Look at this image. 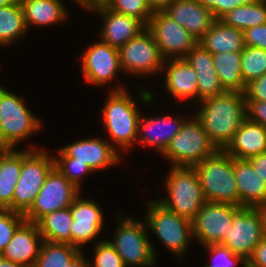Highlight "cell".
Listing matches in <instances>:
<instances>
[{"label":"cell","mask_w":266,"mask_h":267,"mask_svg":"<svg viewBox=\"0 0 266 267\" xmlns=\"http://www.w3.org/2000/svg\"><path fill=\"white\" fill-rule=\"evenodd\" d=\"M24 102V97L0 85V148H17V144L38 133L41 119Z\"/></svg>","instance_id":"cell-5"},{"label":"cell","mask_w":266,"mask_h":267,"mask_svg":"<svg viewBox=\"0 0 266 267\" xmlns=\"http://www.w3.org/2000/svg\"><path fill=\"white\" fill-rule=\"evenodd\" d=\"M74 3L80 5V7L83 9V10H87L89 12V10L91 9V0H73Z\"/></svg>","instance_id":"cell-50"},{"label":"cell","mask_w":266,"mask_h":267,"mask_svg":"<svg viewBox=\"0 0 266 267\" xmlns=\"http://www.w3.org/2000/svg\"><path fill=\"white\" fill-rule=\"evenodd\" d=\"M224 151L233 158L248 160L266 152V127L246 118Z\"/></svg>","instance_id":"cell-25"},{"label":"cell","mask_w":266,"mask_h":267,"mask_svg":"<svg viewBox=\"0 0 266 267\" xmlns=\"http://www.w3.org/2000/svg\"><path fill=\"white\" fill-rule=\"evenodd\" d=\"M198 44L211 54L242 51L246 47L243 31L226 25L220 19L215 20Z\"/></svg>","instance_id":"cell-27"},{"label":"cell","mask_w":266,"mask_h":267,"mask_svg":"<svg viewBox=\"0 0 266 267\" xmlns=\"http://www.w3.org/2000/svg\"><path fill=\"white\" fill-rule=\"evenodd\" d=\"M168 173L164 181L168 195L157 201L180 217L192 221L207 202L198 174L194 167L176 166L170 167Z\"/></svg>","instance_id":"cell-4"},{"label":"cell","mask_w":266,"mask_h":267,"mask_svg":"<svg viewBox=\"0 0 266 267\" xmlns=\"http://www.w3.org/2000/svg\"><path fill=\"white\" fill-rule=\"evenodd\" d=\"M56 167L47 175L31 208L24 214L25 221L37 223L45 215L68 208L81 194Z\"/></svg>","instance_id":"cell-11"},{"label":"cell","mask_w":266,"mask_h":267,"mask_svg":"<svg viewBox=\"0 0 266 267\" xmlns=\"http://www.w3.org/2000/svg\"><path fill=\"white\" fill-rule=\"evenodd\" d=\"M91 267H126L114 247L107 240L94 244Z\"/></svg>","instance_id":"cell-39"},{"label":"cell","mask_w":266,"mask_h":267,"mask_svg":"<svg viewBox=\"0 0 266 267\" xmlns=\"http://www.w3.org/2000/svg\"><path fill=\"white\" fill-rule=\"evenodd\" d=\"M16 0H0V7L7 6L11 3H14Z\"/></svg>","instance_id":"cell-53"},{"label":"cell","mask_w":266,"mask_h":267,"mask_svg":"<svg viewBox=\"0 0 266 267\" xmlns=\"http://www.w3.org/2000/svg\"><path fill=\"white\" fill-rule=\"evenodd\" d=\"M153 12L164 11L173 0H146Z\"/></svg>","instance_id":"cell-46"},{"label":"cell","mask_w":266,"mask_h":267,"mask_svg":"<svg viewBox=\"0 0 266 267\" xmlns=\"http://www.w3.org/2000/svg\"><path fill=\"white\" fill-rule=\"evenodd\" d=\"M184 58L193 67L197 76L198 102L225 92L209 51L197 44Z\"/></svg>","instance_id":"cell-24"},{"label":"cell","mask_w":266,"mask_h":267,"mask_svg":"<svg viewBox=\"0 0 266 267\" xmlns=\"http://www.w3.org/2000/svg\"><path fill=\"white\" fill-rule=\"evenodd\" d=\"M29 32L20 0L0 7V46H9Z\"/></svg>","instance_id":"cell-31"},{"label":"cell","mask_w":266,"mask_h":267,"mask_svg":"<svg viewBox=\"0 0 266 267\" xmlns=\"http://www.w3.org/2000/svg\"><path fill=\"white\" fill-rule=\"evenodd\" d=\"M187 116H167L148 117L140 115L137 130V143L139 145L151 147L158 151L160 155L168 146L170 140L180 131L182 125L187 120Z\"/></svg>","instance_id":"cell-19"},{"label":"cell","mask_w":266,"mask_h":267,"mask_svg":"<svg viewBox=\"0 0 266 267\" xmlns=\"http://www.w3.org/2000/svg\"><path fill=\"white\" fill-rule=\"evenodd\" d=\"M218 151L217 146L193 115L184 122L161 156L171 163L170 166L194 167Z\"/></svg>","instance_id":"cell-8"},{"label":"cell","mask_w":266,"mask_h":267,"mask_svg":"<svg viewBox=\"0 0 266 267\" xmlns=\"http://www.w3.org/2000/svg\"><path fill=\"white\" fill-rule=\"evenodd\" d=\"M262 216H263V221H264V228H265V236H266V203L258 207Z\"/></svg>","instance_id":"cell-52"},{"label":"cell","mask_w":266,"mask_h":267,"mask_svg":"<svg viewBox=\"0 0 266 267\" xmlns=\"http://www.w3.org/2000/svg\"><path fill=\"white\" fill-rule=\"evenodd\" d=\"M118 224L112 240L114 247L126 267H155L157 252L152 245L145 220L118 213Z\"/></svg>","instance_id":"cell-3"},{"label":"cell","mask_w":266,"mask_h":267,"mask_svg":"<svg viewBox=\"0 0 266 267\" xmlns=\"http://www.w3.org/2000/svg\"><path fill=\"white\" fill-rule=\"evenodd\" d=\"M235 0L215 1V19H221L225 14L236 8Z\"/></svg>","instance_id":"cell-45"},{"label":"cell","mask_w":266,"mask_h":267,"mask_svg":"<svg viewBox=\"0 0 266 267\" xmlns=\"http://www.w3.org/2000/svg\"><path fill=\"white\" fill-rule=\"evenodd\" d=\"M145 208L148 232L154 233L173 256H177L176 259L184 257L193 238L192 221L180 217L154 199L149 200Z\"/></svg>","instance_id":"cell-9"},{"label":"cell","mask_w":266,"mask_h":267,"mask_svg":"<svg viewBox=\"0 0 266 267\" xmlns=\"http://www.w3.org/2000/svg\"><path fill=\"white\" fill-rule=\"evenodd\" d=\"M89 11L98 13L102 19L100 40L117 49L146 29V25L137 18L112 11L102 2Z\"/></svg>","instance_id":"cell-18"},{"label":"cell","mask_w":266,"mask_h":267,"mask_svg":"<svg viewBox=\"0 0 266 267\" xmlns=\"http://www.w3.org/2000/svg\"><path fill=\"white\" fill-rule=\"evenodd\" d=\"M81 193L71 204L70 211L73 222L70 226L72 232V246L83 251L82 247L98 239L104 230V214L100 205Z\"/></svg>","instance_id":"cell-16"},{"label":"cell","mask_w":266,"mask_h":267,"mask_svg":"<svg viewBox=\"0 0 266 267\" xmlns=\"http://www.w3.org/2000/svg\"><path fill=\"white\" fill-rule=\"evenodd\" d=\"M197 1H199L202 5L208 8L215 17V1L217 0H197Z\"/></svg>","instance_id":"cell-49"},{"label":"cell","mask_w":266,"mask_h":267,"mask_svg":"<svg viewBox=\"0 0 266 267\" xmlns=\"http://www.w3.org/2000/svg\"><path fill=\"white\" fill-rule=\"evenodd\" d=\"M103 0H91V9L99 5Z\"/></svg>","instance_id":"cell-54"},{"label":"cell","mask_w":266,"mask_h":267,"mask_svg":"<svg viewBox=\"0 0 266 267\" xmlns=\"http://www.w3.org/2000/svg\"><path fill=\"white\" fill-rule=\"evenodd\" d=\"M80 252L81 250L71 244L43 240L35 266L68 267Z\"/></svg>","instance_id":"cell-33"},{"label":"cell","mask_w":266,"mask_h":267,"mask_svg":"<svg viewBox=\"0 0 266 267\" xmlns=\"http://www.w3.org/2000/svg\"><path fill=\"white\" fill-rule=\"evenodd\" d=\"M234 174L239 207H259L266 203V181L248 160L234 158Z\"/></svg>","instance_id":"cell-23"},{"label":"cell","mask_w":266,"mask_h":267,"mask_svg":"<svg viewBox=\"0 0 266 267\" xmlns=\"http://www.w3.org/2000/svg\"><path fill=\"white\" fill-rule=\"evenodd\" d=\"M82 54L80 62L83 78L93 86L112 83L119 72L123 73L118 49L102 40L87 46Z\"/></svg>","instance_id":"cell-15"},{"label":"cell","mask_w":266,"mask_h":267,"mask_svg":"<svg viewBox=\"0 0 266 267\" xmlns=\"http://www.w3.org/2000/svg\"><path fill=\"white\" fill-rule=\"evenodd\" d=\"M146 29L152 34L165 60L184 58L198 44L192 34L164 11H155Z\"/></svg>","instance_id":"cell-13"},{"label":"cell","mask_w":266,"mask_h":267,"mask_svg":"<svg viewBox=\"0 0 266 267\" xmlns=\"http://www.w3.org/2000/svg\"><path fill=\"white\" fill-rule=\"evenodd\" d=\"M247 267H266V236L254 248Z\"/></svg>","instance_id":"cell-43"},{"label":"cell","mask_w":266,"mask_h":267,"mask_svg":"<svg viewBox=\"0 0 266 267\" xmlns=\"http://www.w3.org/2000/svg\"><path fill=\"white\" fill-rule=\"evenodd\" d=\"M264 237V221L259 208L242 207L234 215L233 225L221 244L248 260Z\"/></svg>","instance_id":"cell-14"},{"label":"cell","mask_w":266,"mask_h":267,"mask_svg":"<svg viewBox=\"0 0 266 267\" xmlns=\"http://www.w3.org/2000/svg\"><path fill=\"white\" fill-rule=\"evenodd\" d=\"M32 146L22 149V169L12 198V211L22 214L31 208L47 175L55 167L53 154Z\"/></svg>","instance_id":"cell-7"},{"label":"cell","mask_w":266,"mask_h":267,"mask_svg":"<svg viewBox=\"0 0 266 267\" xmlns=\"http://www.w3.org/2000/svg\"><path fill=\"white\" fill-rule=\"evenodd\" d=\"M162 72L165 77V90L176 101L190 100L198 103L197 76L185 58L166 59Z\"/></svg>","instance_id":"cell-20"},{"label":"cell","mask_w":266,"mask_h":267,"mask_svg":"<svg viewBox=\"0 0 266 267\" xmlns=\"http://www.w3.org/2000/svg\"><path fill=\"white\" fill-rule=\"evenodd\" d=\"M214 68L225 91L245 93L241 71V51L212 54Z\"/></svg>","instance_id":"cell-29"},{"label":"cell","mask_w":266,"mask_h":267,"mask_svg":"<svg viewBox=\"0 0 266 267\" xmlns=\"http://www.w3.org/2000/svg\"><path fill=\"white\" fill-rule=\"evenodd\" d=\"M111 88L104 108L100 109L101 124L103 123L108 134V142L118 152L128 153L137 142L138 122L142 111L126 86L119 83L115 88Z\"/></svg>","instance_id":"cell-2"},{"label":"cell","mask_w":266,"mask_h":267,"mask_svg":"<svg viewBox=\"0 0 266 267\" xmlns=\"http://www.w3.org/2000/svg\"><path fill=\"white\" fill-rule=\"evenodd\" d=\"M207 202L238 206V189L234 174V158L224 150L203 159L194 166Z\"/></svg>","instance_id":"cell-6"},{"label":"cell","mask_w":266,"mask_h":267,"mask_svg":"<svg viewBox=\"0 0 266 267\" xmlns=\"http://www.w3.org/2000/svg\"><path fill=\"white\" fill-rule=\"evenodd\" d=\"M260 0H235L234 3L237 6H241V5H248V4H253L256 3Z\"/></svg>","instance_id":"cell-51"},{"label":"cell","mask_w":266,"mask_h":267,"mask_svg":"<svg viewBox=\"0 0 266 267\" xmlns=\"http://www.w3.org/2000/svg\"><path fill=\"white\" fill-rule=\"evenodd\" d=\"M248 161L252 164L256 173H258L266 181V152L256 155Z\"/></svg>","instance_id":"cell-44"},{"label":"cell","mask_w":266,"mask_h":267,"mask_svg":"<svg viewBox=\"0 0 266 267\" xmlns=\"http://www.w3.org/2000/svg\"><path fill=\"white\" fill-rule=\"evenodd\" d=\"M0 267H27L18 263H14L0 255Z\"/></svg>","instance_id":"cell-48"},{"label":"cell","mask_w":266,"mask_h":267,"mask_svg":"<svg viewBox=\"0 0 266 267\" xmlns=\"http://www.w3.org/2000/svg\"><path fill=\"white\" fill-rule=\"evenodd\" d=\"M72 222V214L68 207L45 215L37 222V225L43 240L72 245L70 228Z\"/></svg>","instance_id":"cell-30"},{"label":"cell","mask_w":266,"mask_h":267,"mask_svg":"<svg viewBox=\"0 0 266 267\" xmlns=\"http://www.w3.org/2000/svg\"><path fill=\"white\" fill-rule=\"evenodd\" d=\"M24 221V214L8 208H0V254L12 239L14 232Z\"/></svg>","instance_id":"cell-38"},{"label":"cell","mask_w":266,"mask_h":267,"mask_svg":"<svg viewBox=\"0 0 266 267\" xmlns=\"http://www.w3.org/2000/svg\"><path fill=\"white\" fill-rule=\"evenodd\" d=\"M247 118L266 127V101H246Z\"/></svg>","instance_id":"cell-42"},{"label":"cell","mask_w":266,"mask_h":267,"mask_svg":"<svg viewBox=\"0 0 266 267\" xmlns=\"http://www.w3.org/2000/svg\"><path fill=\"white\" fill-rule=\"evenodd\" d=\"M102 3L110 10L132 16L148 24L153 11L146 0H103Z\"/></svg>","instance_id":"cell-35"},{"label":"cell","mask_w":266,"mask_h":267,"mask_svg":"<svg viewBox=\"0 0 266 267\" xmlns=\"http://www.w3.org/2000/svg\"><path fill=\"white\" fill-rule=\"evenodd\" d=\"M241 71L245 85L264 75L266 73V50L246 46L241 51Z\"/></svg>","instance_id":"cell-34"},{"label":"cell","mask_w":266,"mask_h":267,"mask_svg":"<svg viewBox=\"0 0 266 267\" xmlns=\"http://www.w3.org/2000/svg\"><path fill=\"white\" fill-rule=\"evenodd\" d=\"M246 101H266V73L246 85Z\"/></svg>","instance_id":"cell-41"},{"label":"cell","mask_w":266,"mask_h":267,"mask_svg":"<svg viewBox=\"0 0 266 267\" xmlns=\"http://www.w3.org/2000/svg\"><path fill=\"white\" fill-rule=\"evenodd\" d=\"M245 45L266 50V24L256 25L243 31Z\"/></svg>","instance_id":"cell-40"},{"label":"cell","mask_w":266,"mask_h":267,"mask_svg":"<svg viewBox=\"0 0 266 267\" xmlns=\"http://www.w3.org/2000/svg\"><path fill=\"white\" fill-rule=\"evenodd\" d=\"M196 114L212 142L224 150L247 118L245 93L225 91L198 102Z\"/></svg>","instance_id":"cell-1"},{"label":"cell","mask_w":266,"mask_h":267,"mask_svg":"<svg viewBox=\"0 0 266 267\" xmlns=\"http://www.w3.org/2000/svg\"><path fill=\"white\" fill-rule=\"evenodd\" d=\"M22 169V149L0 148V208L12 210L15 185Z\"/></svg>","instance_id":"cell-28"},{"label":"cell","mask_w":266,"mask_h":267,"mask_svg":"<svg viewBox=\"0 0 266 267\" xmlns=\"http://www.w3.org/2000/svg\"><path fill=\"white\" fill-rule=\"evenodd\" d=\"M242 207L229 203L206 202L192 220V235L200 245L221 244Z\"/></svg>","instance_id":"cell-12"},{"label":"cell","mask_w":266,"mask_h":267,"mask_svg":"<svg viewBox=\"0 0 266 267\" xmlns=\"http://www.w3.org/2000/svg\"><path fill=\"white\" fill-rule=\"evenodd\" d=\"M20 2L28 30L30 26L47 28L63 23L69 16L66 5L61 0H20Z\"/></svg>","instance_id":"cell-26"},{"label":"cell","mask_w":266,"mask_h":267,"mask_svg":"<svg viewBox=\"0 0 266 267\" xmlns=\"http://www.w3.org/2000/svg\"><path fill=\"white\" fill-rule=\"evenodd\" d=\"M68 267H91L89 260L86 259L85 252L81 251L69 264Z\"/></svg>","instance_id":"cell-47"},{"label":"cell","mask_w":266,"mask_h":267,"mask_svg":"<svg viewBox=\"0 0 266 267\" xmlns=\"http://www.w3.org/2000/svg\"><path fill=\"white\" fill-rule=\"evenodd\" d=\"M43 243L37 223L24 221L0 254L2 257L27 267H33Z\"/></svg>","instance_id":"cell-21"},{"label":"cell","mask_w":266,"mask_h":267,"mask_svg":"<svg viewBox=\"0 0 266 267\" xmlns=\"http://www.w3.org/2000/svg\"><path fill=\"white\" fill-rule=\"evenodd\" d=\"M122 71L137 76L162 74L165 59L152 34L145 29L118 49Z\"/></svg>","instance_id":"cell-10"},{"label":"cell","mask_w":266,"mask_h":267,"mask_svg":"<svg viewBox=\"0 0 266 267\" xmlns=\"http://www.w3.org/2000/svg\"><path fill=\"white\" fill-rule=\"evenodd\" d=\"M60 149L68 157L74 158V162L88 165L93 173L117 166L123 159L122 153L118 152L107 140L97 136L76 140Z\"/></svg>","instance_id":"cell-17"},{"label":"cell","mask_w":266,"mask_h":267,"mask_svg":"<svg viewBox=\"0 0 266 267\" xmlns=\"http://www.w3.org/2000/svg\"><path fill=\"white\" fill-rule=\"evenodd\" d=\"M58 156H54L55 167L79 190H82V178L92 173V169L85 163L74 162V158L68 157L60 148ZM57 156V157H56Z\"/></svg>","instance_id":"cell-36"},{"label":"cell","mask_w":266,"mask_h":267,"mask_svg":"<svg viewBox=\"0 0 266 267\" xmlns=\"http://www.w3.org/2000/svg\"><path fill=\"white\" fill-rule=\"evenodd\" d=\"M226 25L244 31L256 25L266 24V0L237 6L221 19Z\"/></svg>","instance_id":"cell-32"},{"label":"cell","mask_w":266,"mask_h":267,"mask_svg":"<svg viewBox=\"0 0 266 267\" xmlns=\"http://www.w3.org/2000/svg\"><path fill=\"white\" fill-rule=\"evenodd\" d=\"M164 12L198 41L216 20L213 13L197 0H173Z\"/></svg>","instance_id":"cell-22"},{"label":"cell","mask_w":266,"mask_h":267,"mask_svg":"<svg viewBox=\"0 0 266 267\" xmlns=\"http://www.w3.org/2000/svg\"><path fill=\"white\" fill-rule=\"evenodd\" d=\"M208 250L211 263L205 264L206 267H237L240 262L242 267H247V260L242 256L234 254L229 248L222 244H209L203 246Z\"/></svg>","instance_id":"cell-37"}]
</instances>
